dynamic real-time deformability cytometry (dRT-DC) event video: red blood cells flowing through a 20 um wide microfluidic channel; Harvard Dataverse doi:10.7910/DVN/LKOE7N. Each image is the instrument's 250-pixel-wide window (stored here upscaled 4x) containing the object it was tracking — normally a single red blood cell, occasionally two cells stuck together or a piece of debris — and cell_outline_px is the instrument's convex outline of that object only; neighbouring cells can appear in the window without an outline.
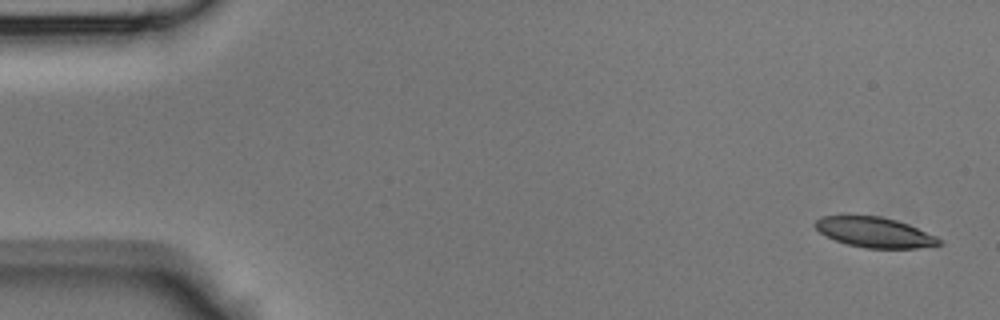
{"species": "Egyptian fruit bat (a non-hibernating species)", "species_latin": "Rousettus aegyptiacus", "temperature_condition": "room temperature", "stored_images_in_passage": 45, "camera_frame_rate_fps": 3000, "um_per_image_px": 0.085, "animal": {"sex": "male"}, "frame": {"image": 1, "passage_image": 1, "time_ms": 0.0, "image_size_px": [1000, 320], "cell_outline_px": [[944, 244], [916, 248], [868, 248], [848, 244], [836, 240], [820, 232], [812, 224], [820, 216], [880, 216], [896, 220], [908, 224], [936, 236], [944, 240]], "centroid_in_image_um": [74.38, 19.75], "position_along_channel_um": 10.6, "area_um2": 21.68}}
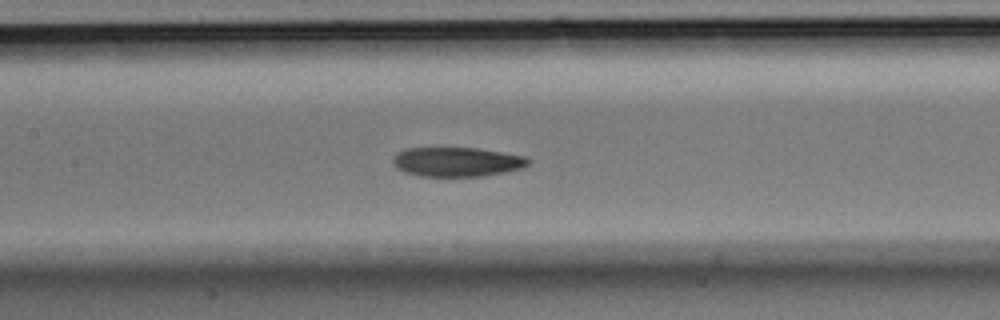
{"frame": {"image": 2, "passage_image": 20, "time_ms": 6.333, "image_size_px": [1000, 320], "cell_outline_px": [[532, 160], [528, 164], [520, 168], [504, 172], [484, 176], [420, 176], [404, 172], [396, 168], [392, 160], [392, 156], [396, 152], [404, 148], [476, 148], [524, 156]], "centroid_in_image_um": [38.78, 13.75], "position_along_channel_um": 168.6, "area_um2": 23.18}}
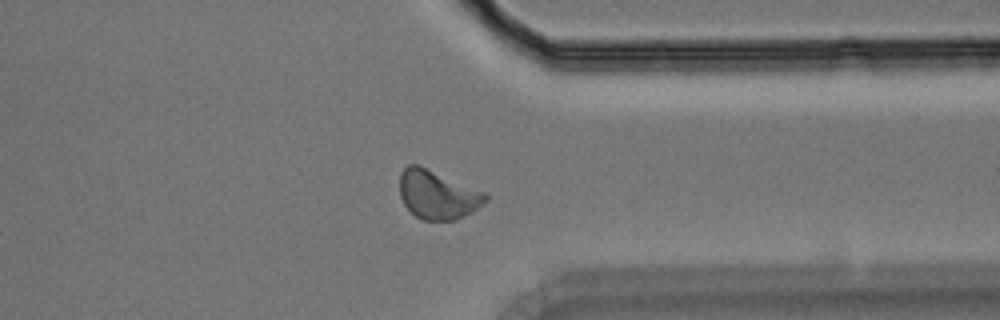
{"frame": {"image": 3, "passage_image": 34, "time_ms": 11.0, "image_size_px": [1000, 320], "cell_outline_px": [[488, 200], [472, 212], [456, 220], [424, 220], [416, 216], [404, 204], [400, 196], [400, 172], [408, 164], [416, 164], [488, 192]], "centroid_in_image_um": [37.22, 16.54], "position_along_channel_um": 374.2, "area_um2": 24.45}}